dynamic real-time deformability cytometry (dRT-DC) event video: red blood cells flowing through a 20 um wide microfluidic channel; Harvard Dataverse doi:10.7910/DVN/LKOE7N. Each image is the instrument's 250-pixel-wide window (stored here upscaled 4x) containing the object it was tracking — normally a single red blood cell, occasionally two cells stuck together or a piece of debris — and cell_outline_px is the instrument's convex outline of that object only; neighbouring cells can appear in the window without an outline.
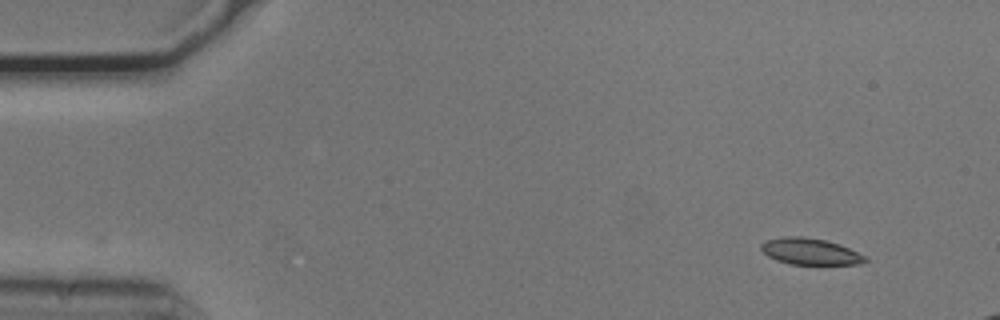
{"species": "common noctule bat (a hibernating species)", "species_latin": "Nyctalus noctula", "temperature_condition": "cold", "stored_images_in_passage": 11, "camera_frame_rate_fps": 3000, "um_per_image_px": 0.085, "animal": {"sex": "male", "body_mass_g": 20.5, "forearm_length_mm": 52.5}, "frame": {"image": 1, "passage_image": 1, "time_ms": 0.0, "image_size_px": [1000, 320], "cell_outline_px": [[868, 260], [860, 264], [788, 264], [776, 260], [768, 256], [760, 248], [760, 244], [764, 240], [784, 236], [804, 236], [824, 240], [840, 244], [864, 256]], "centroid_in_image_um": [68.81, 21.37], "position_along_channel_um": 16.2, "area_um2": 16.01}}